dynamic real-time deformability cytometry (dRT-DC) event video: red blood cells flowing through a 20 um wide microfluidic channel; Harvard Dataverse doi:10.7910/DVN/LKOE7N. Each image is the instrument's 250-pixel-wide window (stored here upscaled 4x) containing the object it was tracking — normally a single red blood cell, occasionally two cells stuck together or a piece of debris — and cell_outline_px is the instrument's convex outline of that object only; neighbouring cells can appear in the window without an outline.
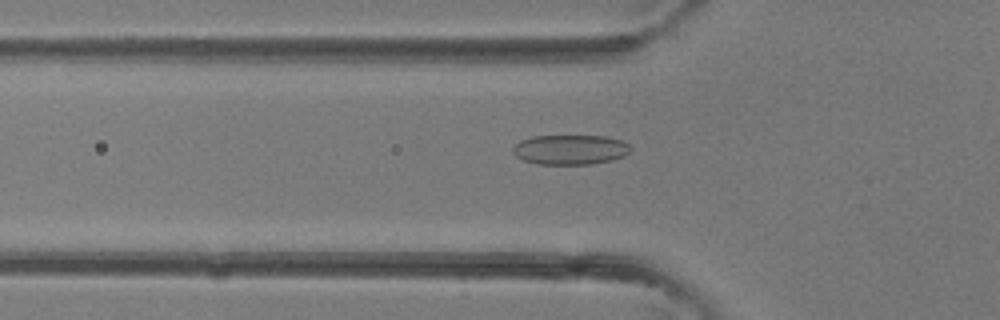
{"species": "common noctule bat (a hibernating species)", "species_latin": "Nyctalus noctula", "temperature_condition": "room temperature", "stored_images_in_passage": 41, "camera_frame_rate_fps": 3000, "um_per_image_px": 0.085, "animal": {"sex": "female"}, "frame": {"image": 1, "passage_image": 14, "time_ms": 4.333, "image_size_px": [1000, 320], "cell_outline_px": [[632, 148], [624, 156], [612, 160], [588, 164], [536, 164], [524, 160], [516, 156], [512, 152], [512, 148], [520, 140], [532, 136], [604, 136], [620, 140], [628, 144]], "centroid_in_image_um": [48.44, 12.72], "position_along_channel_um": 77.4, "area_um2": 20.4}}
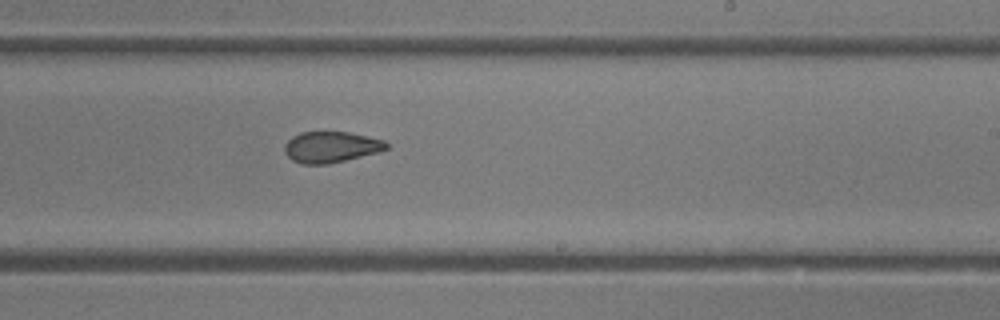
{"frame": {"image": 2, "passage_image": 25, "time_ms": 8.0, "image_size_px": [1000, 320], "cell_outline_px": [[388, 148], [380, 152], [328, 164], [304, 164], [292, 160], [284, 152], [284, 144], [292, 136], [300, 132], [348, 132], [368, 136], [384, 140], [388, 144]], "centroid_in_image_um": [28.13, 12.49], "position_along_channel_um": 260.9, "area_um2": 18.5}}
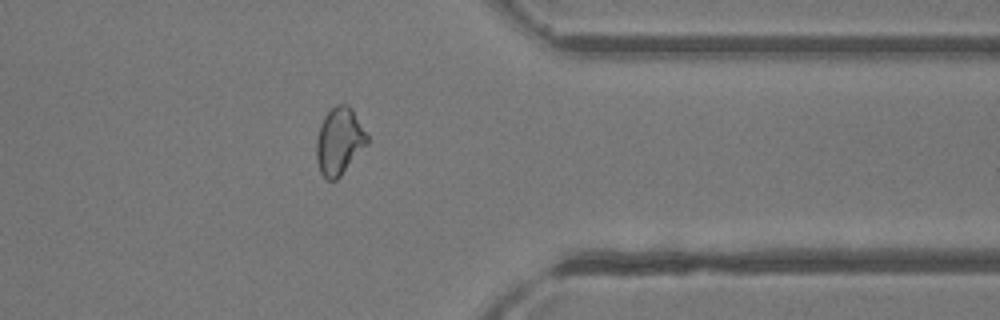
{"frame": {"image": 3, "passage_image": 33, "time_ms": 10.667, "image_size_px": [1000, 320], "cell_outline_px": [[368, 144], [340, 176], [336, 180], [328, 180], [320, 172], [316, 156], [316, 140], [320, 124], [324, 116], [336, 104], [348, 104], [352, 108], [368, 136]], "centroid_in_image_um": [28.84, 11.99], "position_along_channel_um": 382.6, "area_um2": 19.83}}